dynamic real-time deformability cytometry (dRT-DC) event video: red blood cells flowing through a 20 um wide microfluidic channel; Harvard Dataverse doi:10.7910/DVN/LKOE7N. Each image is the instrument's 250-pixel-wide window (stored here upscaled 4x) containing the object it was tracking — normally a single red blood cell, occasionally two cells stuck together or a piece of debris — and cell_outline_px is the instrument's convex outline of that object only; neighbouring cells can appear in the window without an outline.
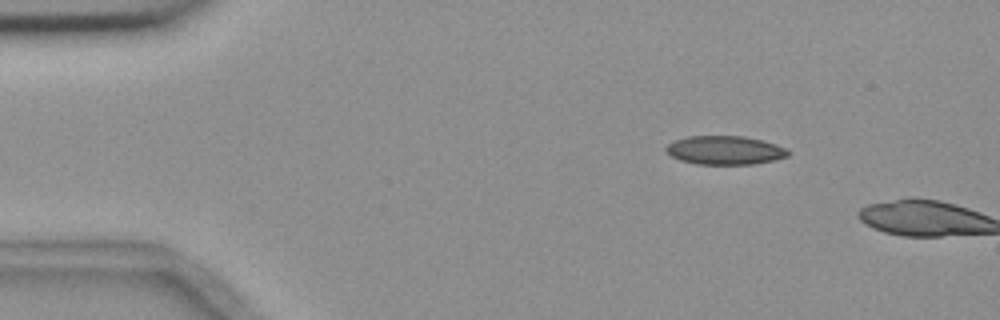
{"species": "common noctule bat (a hibernating species)", "species_latin": "Nyctalus noctula", "temperature_condition": "room temperature", "stored_images_in_passage": 2, "camera_frame_rate_fps": 3000, "um_per_image_px": 0.085, "animal": {"sex": "female", "body_mass_g": 18.4}, "frame": {"image": 1, "passage_image": 1, "time_ms": 0.0, "image_size_px": [1000, 320], "cell_outline_px": [[788, 156], [772, 160], [752, 164], [696, 164], [680, 160], [672, 156], [664, 148], [668, 144], [676, 140], [688, 136], [744, 136], [776, 144], [784, 148], [788, 152]], "centroid_in_image_um": [61.58, 12.77], "position_along_channel_um": 23.4, "area_um2": 20.11}}